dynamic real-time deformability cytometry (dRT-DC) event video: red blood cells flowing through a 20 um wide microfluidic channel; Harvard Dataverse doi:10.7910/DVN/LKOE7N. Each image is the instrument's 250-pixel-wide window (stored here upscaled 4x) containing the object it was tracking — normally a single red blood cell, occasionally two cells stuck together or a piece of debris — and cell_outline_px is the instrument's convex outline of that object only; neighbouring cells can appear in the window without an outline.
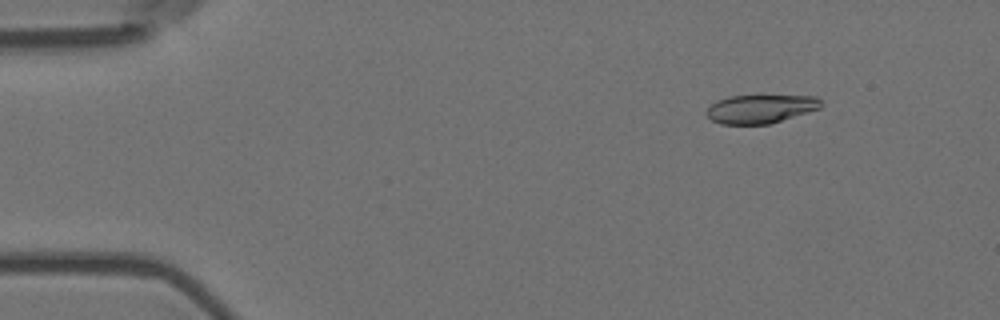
{"species": "Egyptian fruit bat (a non-hibernating species)", "species_latin": "Rousettus aegyptiacus", "temperature_condition": "room temperature", "stored_images_in_passage": 9, "camera_frame_rate_fps": 3000, "um_per_image_px": 0.085, "animal": {"sex": "female"}, "frame": {"image": 1, "passage_image": 2, "time_ms": 0.333, "image_size_px": [1000, 320], "cell_outline_px": [[820, 108], [808, 112], [768, 124], [720, 124], [712, 120], [704, 112], [716, 100], [728, 96], [816, 96], [820, 100]], "centroid_in_image_um": [64.59, 9.25], "position_along_channel_um": 20.4, "area_um2": 18.84}}
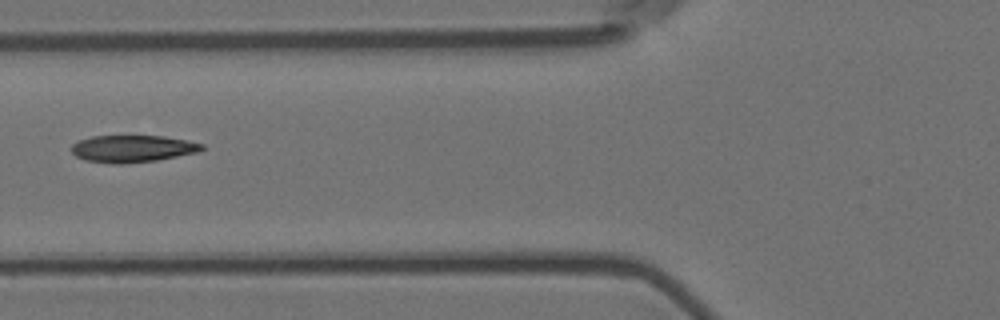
{"frame": {"image": 2, "passage_image": 6, "time_ms": 1.667, "image_size_px": [1000, 320], "cell_outline_px": [[204, 148], [196, 152], [156, 160], [120, 164], [112, 164], [84, 160], [76, 156], [72, 152], [72, 144], [80, 140], [92, 136], [164, 136], [188, 140], [204, 144]], "centroid_in_image_um": [11.25, 12.63], "position_along_channel_um": 114.6, "area_um2": 20.46}}
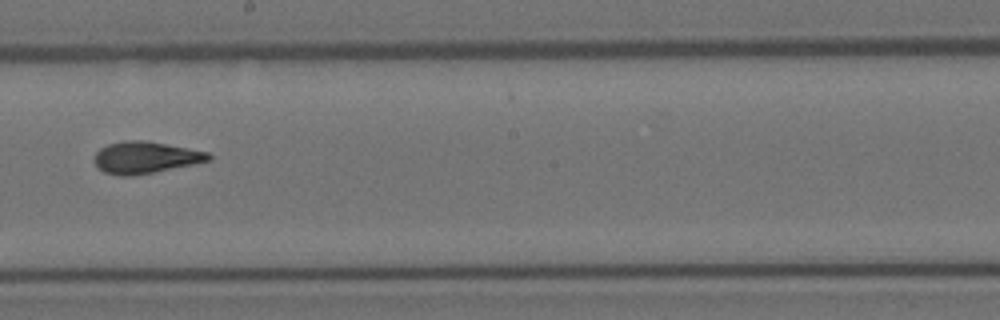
{"frame": {"image": 3, "passage_image": 9, "time_ms": 2.667, "image_size_px": [1000, 320], "cell_outline_px": [[212, 160], [132, 176], [120, 176], [104, 172], [92, 160], [92, 156], [100, 148], [108, 144], [124, 140], [144, 140], [188, 148], [208, 152], [212, 156]], "centroid_in_image_um": [12.32, 13.38], "position_along_channel_um": 235.9, "area_um2": 21.1}}